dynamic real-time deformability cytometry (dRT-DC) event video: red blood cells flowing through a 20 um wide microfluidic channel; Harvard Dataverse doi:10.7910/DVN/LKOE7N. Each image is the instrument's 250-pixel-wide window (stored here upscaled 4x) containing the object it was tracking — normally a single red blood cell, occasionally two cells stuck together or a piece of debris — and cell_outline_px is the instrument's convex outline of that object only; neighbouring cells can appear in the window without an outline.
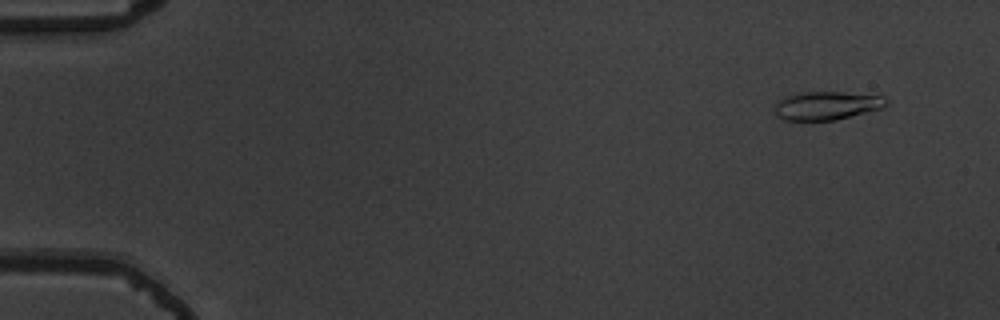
{"species": "common noctule bat (a hibernating species)", "species_latin": "Nyctalus noctula", "temperature_condition": "warm", "stored_images_in_passage": 11, "camera_frame_rate_fps": 3000, "um_per_image_px": 0.085, "animal": {"sex": "male", "body_mass_g": 19.5, "forearm_length_mm": 54.6}, "frame": {"image": 1, "passage_image": 1, "time_ms": 0.0, "image_size_px": [1000, 320], "cell_outline_px": [[888, 104], [880, 108], [836, 120], [784, 120], [776, 116], [776, 100], [784, 96], [800, 92], [844, 92], [884, 96], [888, 100]], "centroid_in_image_um": [70.25, 8.96], "position_along_channel_um": 14.8, "area_um2": 18.5}}